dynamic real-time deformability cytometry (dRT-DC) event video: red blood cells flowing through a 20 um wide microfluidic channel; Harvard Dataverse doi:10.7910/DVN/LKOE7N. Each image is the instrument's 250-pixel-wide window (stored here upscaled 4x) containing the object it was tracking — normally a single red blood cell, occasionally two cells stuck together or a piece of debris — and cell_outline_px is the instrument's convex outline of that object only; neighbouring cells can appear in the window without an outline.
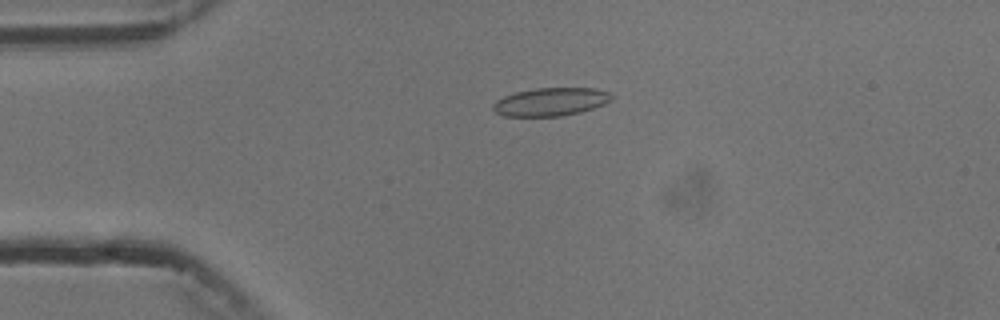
{"species": "common noctule bat (a hibernating species)", "species_latin": "Nyctalus noctula", "temperature_condition": "cold", "stored_images_in_passage": 6, "camera_frame_rate_fps": 3000, "um_per_image_px": 0.085, "animal": {"sex": "male", "body_mass_g": 13.3}, "frame": {"image": 1, "passage_image": 4, "time_ms": 3.333, "image_size_px": [1000, 320], "cell_outline_px": [[612, 96], [604, 104], [580, 112], [560, 116], [504, 116], [496, 112], [492, 108], [492, 104], [496, 100], [504, 96], [516, 92], [536, 88], [596, 88], [612, 92]], "centroid_in_image_um": [46.79, 8.65], "position_along_channel_um": 38.2, "area_um2": 19.36}}
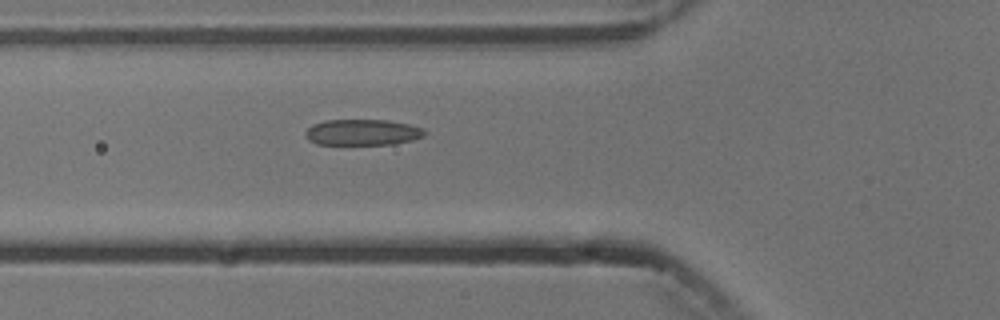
{"frame": {"image": 2, "passage_image": 6, "time_ms": 5.667, "image_size_px": [1000, 320], "cell_outline_px": [[428, 132], [424, 136], [412, 140], [392, 144], [316, 144], [308, 140], [304, 136], [304, 132], [312, 124], [324, 120], [388, 120], [408, 124], [424, 128]], "centroid_in_image_um": [30.8, 11.24], "position_along_channel_um": 95.0, "area_um2": 18.21}}